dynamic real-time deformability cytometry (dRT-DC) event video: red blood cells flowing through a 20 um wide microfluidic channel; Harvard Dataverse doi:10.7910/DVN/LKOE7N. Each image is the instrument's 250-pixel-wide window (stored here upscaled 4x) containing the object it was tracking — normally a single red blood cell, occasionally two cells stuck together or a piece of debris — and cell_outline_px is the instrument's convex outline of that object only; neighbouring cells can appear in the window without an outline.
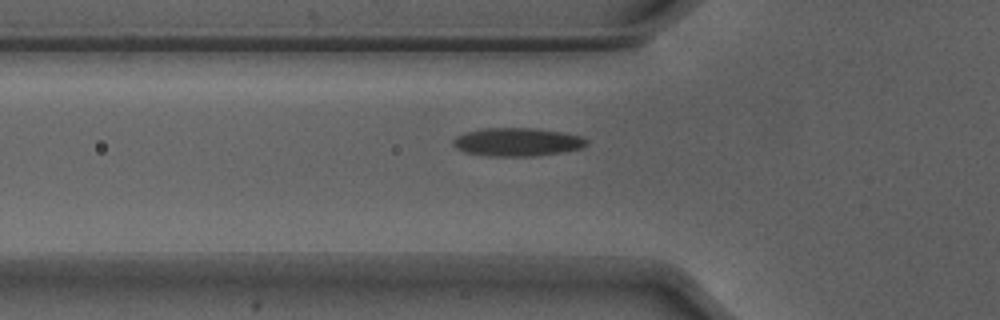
{"species": "Egyptian fruit bat (a non-hibernating species)", "species_latin": "Rousettus aegyptiacus", "temperature_condition": "warm", "stored_images_in_passage": 39, "camera_frame_rate_fps": 3000, "um_per_image_px": 0.085, "animal": {"sex": "male"}, "frame": {"image": 1, "passage_image": 5, "time_ms": 1.333, "image_size_px": [1000, 320], "cell_outline_px": [[588, 144], [580, 148], [560, 152], [536, 156], [492, 156], [468, 152], [456, 148], [452, 144], [452, 140], [456, 136], [464, 132], [480, 128], [532, 128], [560, 132], [580, 136], [588, 140]], "centroid_in_image_um": [43.93, 12.06], "position_along_channel_um": 81.9, "area_um2": 21.85}}
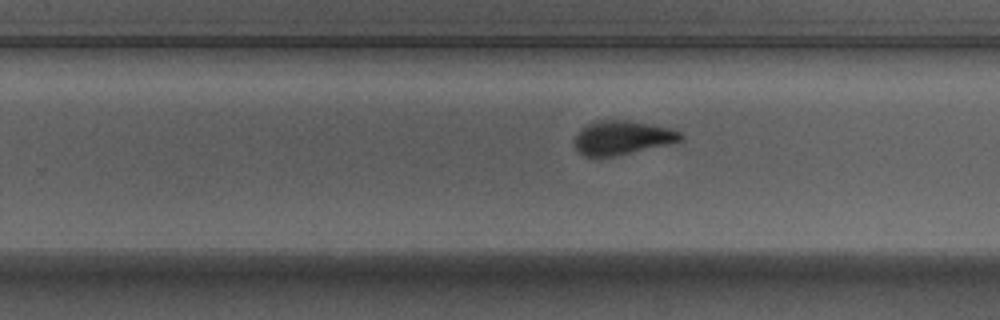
{"frame": {"image": 2, "passage_image": 20, "time_ms": 6.333, "image_size_px": [1000, 320], "cell_outline_px": [[684, 140], [672, 144], [612, 156], [584, 156], [576, 148], [576, 132], [584, 124], [596, 120], [624, 120], [672, 128], [680, 132], [684, 136]], "centroid_in_image_um": [52.92, 11.69], "position_along_channel_um": 276.9, "area_um2": 21.04}}
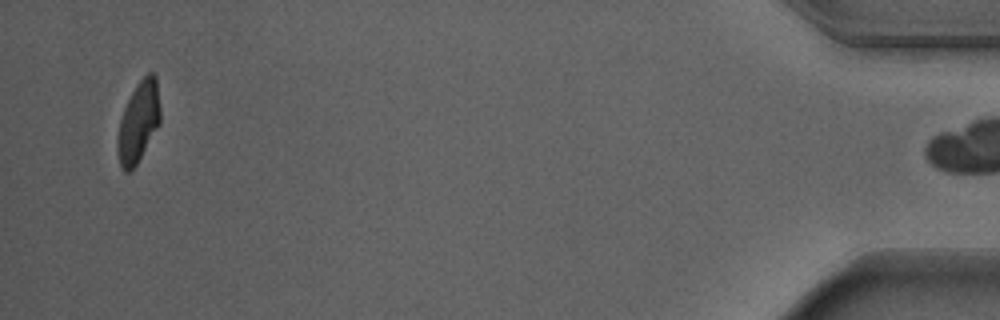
{"frame": {"image": 3, "passage_image": 38, "time_ms": 12.333, "image_size_px": [1000, 320], "cell_outline_px": [[160, 124], [136, 164], [128, 172], [124, 172], [120, 168], [116, 148], [116, 140], [120, 120], [124, 108], [132, 92], [140, 80], [148, 72], [152, 72], [156, 76], [160, 108]], "centroid_in_image_um": [11.76, 10.39], "position_along_channel_um": 423.4, "area_um2": 20.06}, "authors_computed_cell_mechanics": {"area_um2": 21.6172, "velocity_mm_per_s": 3.8972, "shape_relaxation_time_tau1_ms": 5.3826, "shape_relaxation_time_tau2_ms": 1.2395, "deformation_change_tau1": 0.1846, "deformation_change_tau2": 0.0719}}